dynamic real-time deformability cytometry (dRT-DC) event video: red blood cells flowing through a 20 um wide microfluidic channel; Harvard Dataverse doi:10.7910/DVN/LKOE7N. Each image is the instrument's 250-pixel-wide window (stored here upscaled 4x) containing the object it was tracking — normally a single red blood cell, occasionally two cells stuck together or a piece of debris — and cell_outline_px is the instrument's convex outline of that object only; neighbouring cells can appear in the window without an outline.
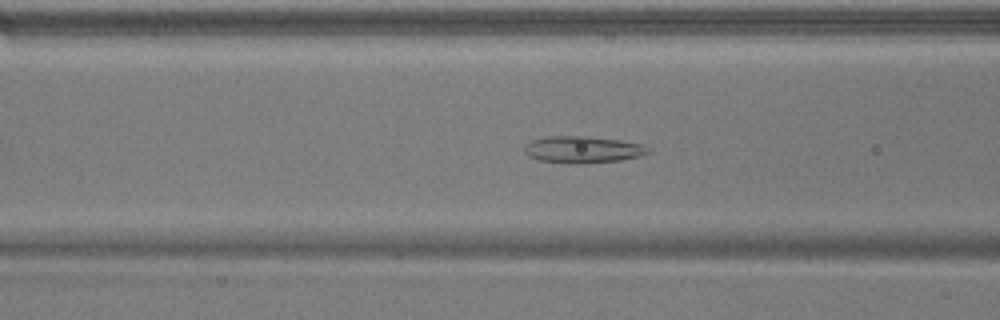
{"species": "common noctule bat (a hibernating species)", "species_latin": "Nyctalus noctula", "temperature_condition": "warm", "stored_images_in_passage": 52, "camera_frame_rate_fps": 3000, "um_per_image_px": 0.085, "animal": {"sex": "male", "body_mass_g": 17.9}, "frame": {"image": 1, "passage_image": 20, "time_ms": 6.333, "image_size_px": [1000, 320], "cell_outline_px": [[652, 152], [640, 156], [620, 160], [540, 160], [528, 156], [524, 152], [524, 144], [532, 140], [544, 136], [584, 136], [620, 140], [640, 144], [648, 148]], "centroid_in_image_um": [49.52, 12.64], "position_along_channel_um": 117.1, "area_um2": 18.15}}
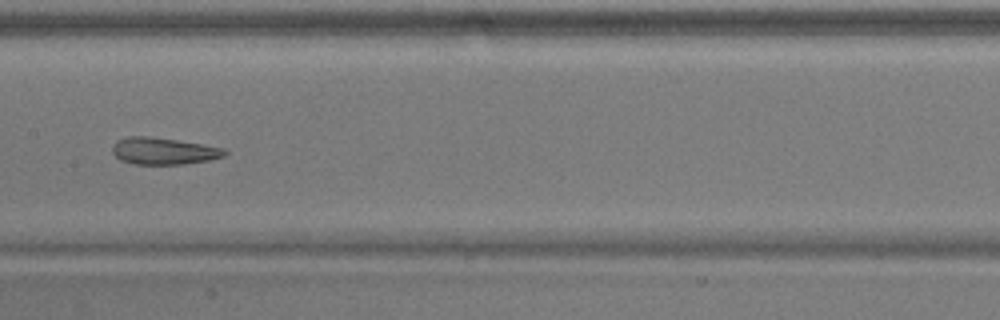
{"frame": {"image": 2, "passage_image": 26, "time_ms": 8.333, "image_size_px": [1000, 320], "cell_outline_px": [[228, 152], [224, 156], [208, 160], [180, 164], [132, 164], [120, 160], [112, 152], [112, 144], [116, 140], [128, 136], [148, 136], [176, 140], [224, 148]], "centroid_in_image_um": [13.85, 12.83], "position_along_channel_um": 193.6, "area_um2": 17.51}}
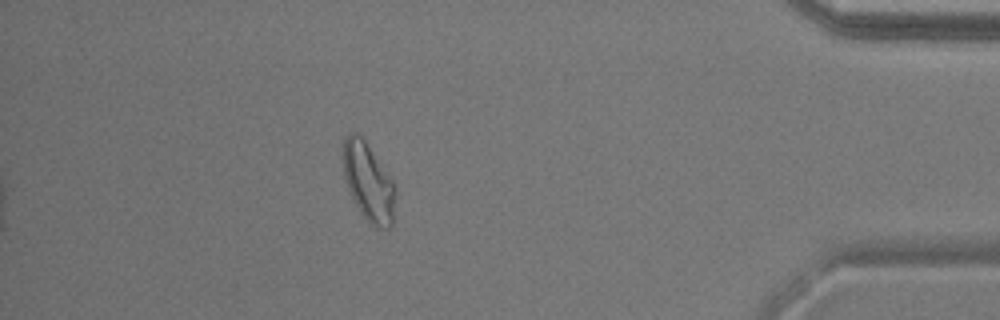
{"frame": {"image": 3, "passage_image": 46, "time_ms": 15.0, "image_size_px": [1000, 320], "cell_outline_px": [[396, 196], [392, 224], [388, 228], [376, 228], [360, 212], [348, 188], [344, 176], [344, 136], [348, 132], [360, 132], [392, 180], [396, 192]], "centroid_in_image_um": [31.32, 15.44], "position_along_channel_um": 403.9, "area_um2": 23.64}, "authors_computed_cell_mechanics": {"area_um2": 21.5016, "velocity_mm_per_s": 3.8101, "shape_relaxation_time_tau1_ms": 7.0542, "shape_relaxation_time_tau2_ms": 1.8427, "deformation_change_tau1": 0.1699, "deformation_change_tau2": 0.1092}}